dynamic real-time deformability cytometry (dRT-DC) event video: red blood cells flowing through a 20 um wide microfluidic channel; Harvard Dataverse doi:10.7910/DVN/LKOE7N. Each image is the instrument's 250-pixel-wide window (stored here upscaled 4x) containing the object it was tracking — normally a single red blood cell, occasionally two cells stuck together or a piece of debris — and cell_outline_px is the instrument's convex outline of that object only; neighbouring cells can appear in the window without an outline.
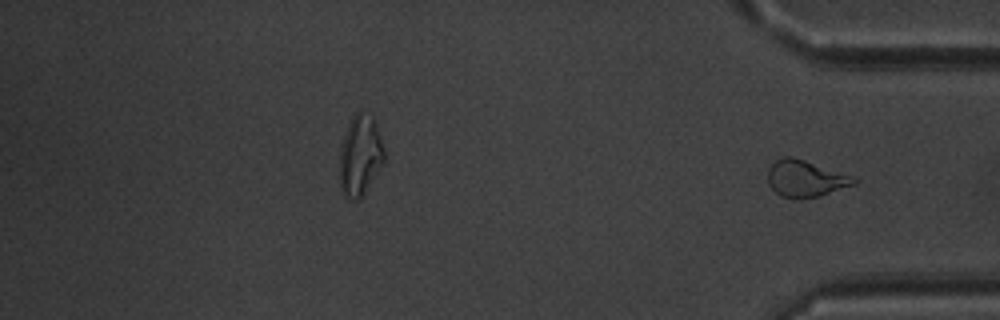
{"species": "common noctule bat (a hibernating species)", "species_latin": "Nyctalus noctula", "temperature_condition": "warm", "stored_images_in_passage": 41, "segment_of_instrument_passage": [2, 2], "camera_frame_rate_fps": 3000, "um_per_image_px": 0.085, "animal": {"sex": "male", "body_mass_g": 20.1, "forearm_length_mm": 53.5}, "frame": {"image": 1, "passage_image": 41, "time_ms": 13.333, "image_size_px": [1000, 320], "cell_outline_px": [[860, 180], [856, 184], [820, 196], [780, 196], [768, 184], [768, 168], [776, 160], [784, 156], [792, 156], [856, 176]], "centroid_in_image_um": [68.53, 15.14], "position_along_channel_um": 366.7, "area_um2": 18.26}}